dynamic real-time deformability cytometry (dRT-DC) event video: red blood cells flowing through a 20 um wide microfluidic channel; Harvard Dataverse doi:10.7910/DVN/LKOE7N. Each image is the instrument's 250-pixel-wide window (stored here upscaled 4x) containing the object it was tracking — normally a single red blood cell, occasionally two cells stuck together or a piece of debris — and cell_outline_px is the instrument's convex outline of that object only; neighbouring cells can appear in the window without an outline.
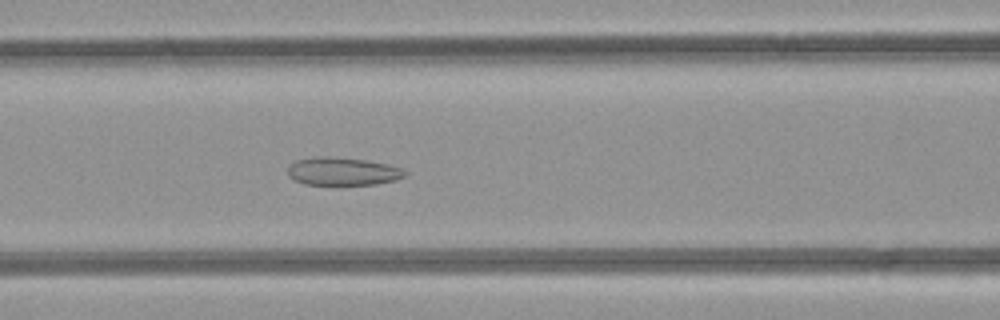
{"species": "common noctule bat (a hibernating species)", "species_latin": "Nyctalus noctula", "temperature_condition": "room temperature", "stored_images_in_passage": 44, "camera_frame_rate_fps": 3000, "um_per_image_px": 0.085, "animal": {"sex": "female", "body_mass_g": 21.9}, "frame": {"image": 1, "passage_image": 20, "time_ms": 6.333, "image_size_px": [1000, 320], "cell_outline_px": [[408, 176], [396, 180], [376, 184], [340, 188], [304, 184], [288, 176], [288, 168], [296, 160], [316, 156], [328, 156], [364, 160], [388, 164], [404, 168], [408, 172]], "centroid_in_image_um": [29.17, 14.62], "position_along_channel_um": 137.4, "area_um2": 20.17}}
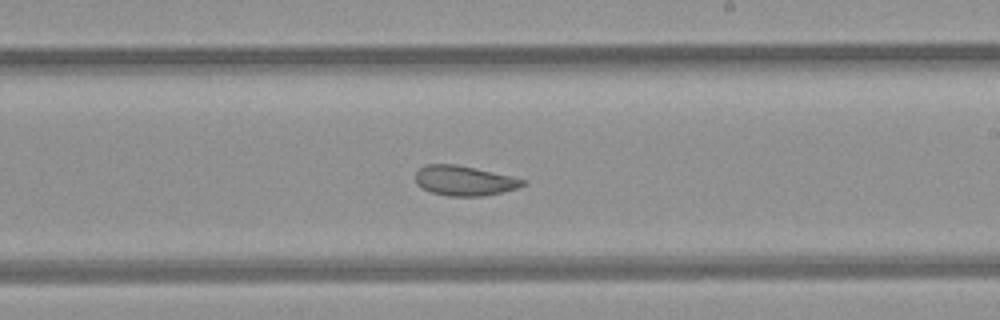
{"frame": {"image": 2, "passage_image": 28, "time_ms": 9.0, "image_size_px": [1000, 320], "cell_outline_px": [[528, 180], [524, 184], [516, 188], [484, 196], [448, 196], [432, 192], [416, 184], [416, 172], [424, 164], [456, 164], [512, 176]], "centroid_in_image_um": [39.46, 15.35], "position_along_channel_um": 249.5, "area_um2": 18.55}}
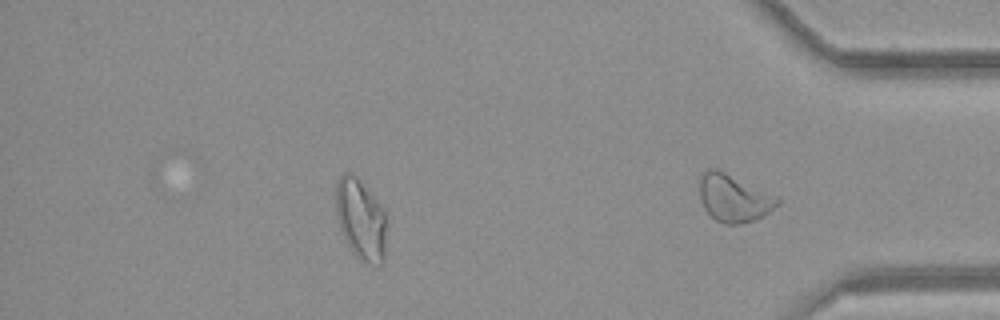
{"frame": {"image": 3, "passage_image": 37, "time_ms": 12.0, "image_size_px": [1000, 320], "cell_outline_px": [[384, 260], [380, 264], [368, 264], [360, 260], [352, 252], [340, 228], [336, 216], [336, 184], [340, 176], [344, 172], [352, 172], [360, 180], [384, 208]], "centroid_in_image_um": [30.64, 18.62], "position_along_channel_um": 404.6, "area_um2": 23.64}, "authors_computed_cell_mechanics": {"area_um2": 25.0852, "velocity_mm_per_s": 4.2097, "shape_relaxation_time_tau1_ms": null, "shape_relaxation_time_tau2_ms": 1.7144, "deformation_change_tau1": null, "deformation_change_tau2": 0.0858}}